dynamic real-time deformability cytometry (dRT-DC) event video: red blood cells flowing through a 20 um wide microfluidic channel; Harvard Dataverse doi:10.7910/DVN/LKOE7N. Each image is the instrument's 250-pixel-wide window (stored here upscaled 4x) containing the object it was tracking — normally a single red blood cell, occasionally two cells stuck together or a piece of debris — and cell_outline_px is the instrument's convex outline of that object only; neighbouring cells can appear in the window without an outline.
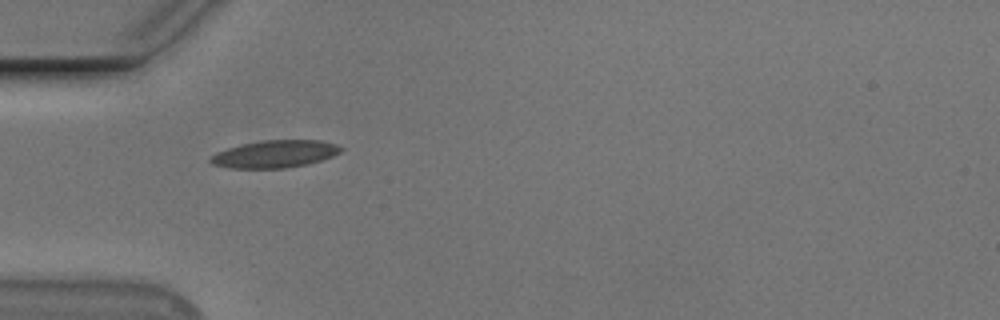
{"species": "Egyptian fruit bat (a non-hibernating species)", "species_latin": "Rousettus aegyptiacus", "temperature_condition": "cold", "stored_images_in_passage": 7, "camera_frame_rate_fps": 3000, "um_per_image_px": 0.085, "animal": {"sex": "male"}, "frame": {"image": 1, "passage_image": 3, "time_ms": 2.333, "image_size_px": [1000, 320], "cell_outline_px": [[344, 148], [340, 152], [332, 156], [308, 164], [284, 168], [232, 168], [212, 164], [208, 160], [216, 152], [228, 148], [244, 144], [264, 140], [320, 140], [336, 144]], "centroid_in_image_um": [23.38, 13.09], "position_along_channel_um": 61.6, "area_um2": 20.63}}
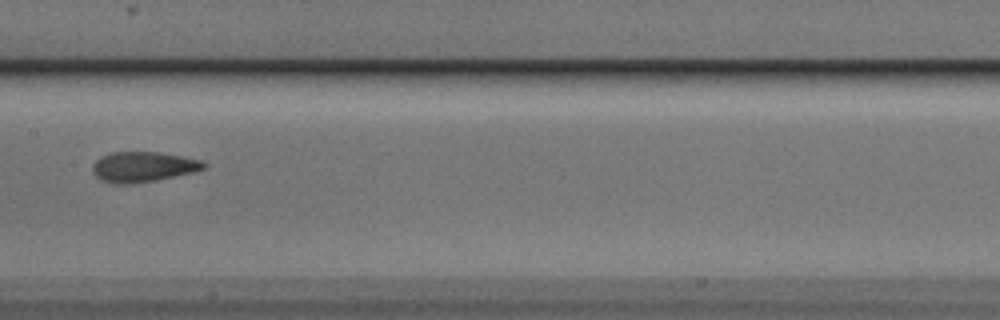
{"frame": {"image": 2, "passage_image": 6, "time_ms": 6.0, "image_size_px": [1000, 320], "cell_outline_px": [[208, 164], [204, 168], [192, 172], [156, 180], [132, 184], [112, 184], [100, 180], [92, 172], [92, 164], [100, 156], [112, 152], [160, 152], [200, 160]], "centroid_in_image_um": [12.1, 14.18], "position_along_channel_um": 195.3, "area_um2": 19.65}}
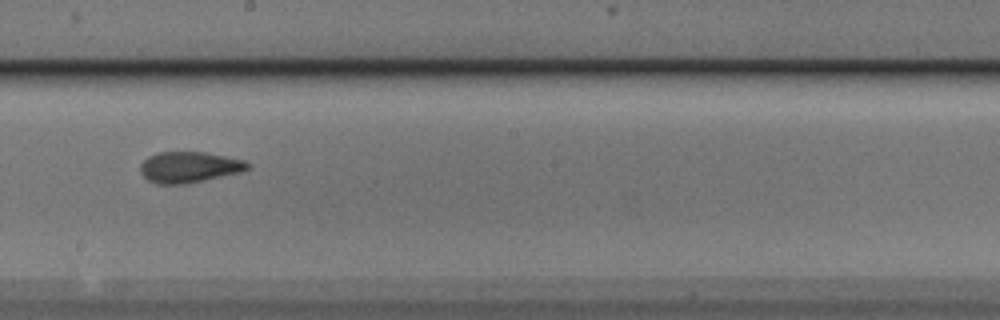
{"frame": {"image": 3, "passage_image": 7, "time_ms": 7.0, "image_size_px": [1000, 320], "cell_outline_px": [[252, 164], [248, 168], [240, 172], [184, 184], [156, 184], [148, 180], [140, 172], [140, 164], [148, 156], [156, 152], [204, 152], [244, 160]], "centroid_in_image_um": [16.04, 14.2], "position_along_channel_um": 232.2, "area_um2": 19.25}}